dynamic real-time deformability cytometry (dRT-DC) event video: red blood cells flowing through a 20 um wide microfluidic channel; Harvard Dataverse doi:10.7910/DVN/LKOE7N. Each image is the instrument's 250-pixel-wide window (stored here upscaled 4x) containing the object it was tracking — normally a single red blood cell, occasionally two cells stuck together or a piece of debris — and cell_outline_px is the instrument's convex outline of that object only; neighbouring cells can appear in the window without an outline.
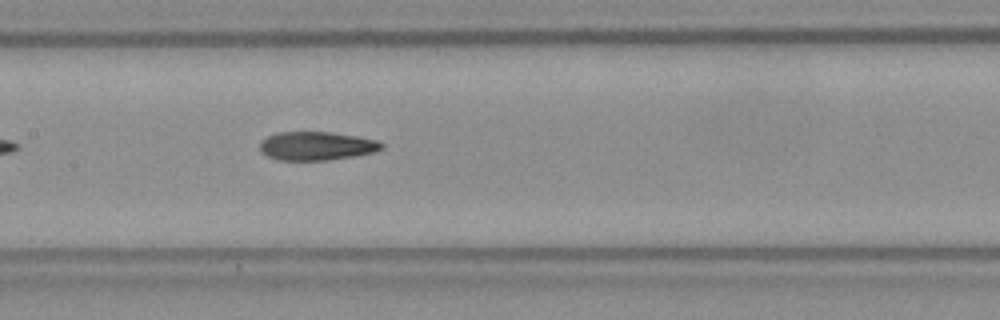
{"species": "Egyptian fruit bat (a non-hibernating species)", "species_latin": "Rousettus aegyptiacus", "temperature_condition": "room temperature", "stored_images_in_passage": 31, "camera_frame_rate_fps": 3000, "um_per_image_px": 0.085, "frame": {"image": 1, "passage_image": 10, "time_ms": 3.0, "image_size_px": [1000, 320], "cell_outline_px": [[384, 148], [372, 152], [356, 156], [328, 160], [280, 160], [268, 156], [260, 148], [260, 140], [276, 132], [332, 132], [356, 136], [376, 140], [384, 144]], "centroid_in_image_um": [26.91, 12.4], "position_along_channel_um": 180.5, "area_um2": 20.23}, "authors_computed_cell_mechanics": {"area_um2": 20.9236, "velocity_mm_per_s": 3.8933, "shape_relaxation_time_tau1_ms": null, "shape_relaxation_time_tau2_ms": 4.6816, "deformation_change_tau1": null, "deformation_change_tau2": 0.1251}}